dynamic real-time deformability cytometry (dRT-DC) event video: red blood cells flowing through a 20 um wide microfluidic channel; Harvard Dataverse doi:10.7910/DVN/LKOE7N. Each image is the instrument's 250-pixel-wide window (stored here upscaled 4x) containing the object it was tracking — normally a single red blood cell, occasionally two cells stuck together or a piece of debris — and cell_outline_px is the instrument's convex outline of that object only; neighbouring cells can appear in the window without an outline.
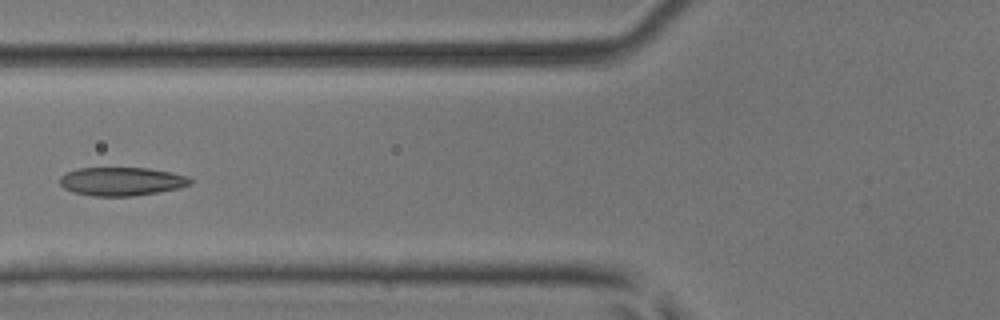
{"species": "common noctule bat (a hibernating species)", "species_latin": "Nyctalus noctula", "temperature_condition": "room temperature", "stored_images_in_passage": 5, "camera_frame_rate_fps": 3000, "um_per_image_px": 0.085, "animal": {"sex": "male", "body_mass_g": 17.9, "forearm_length_mm": 54.2}, "frame": {"image": 1, "passage_image": 3, "time_ms": 0.667, "image_size_px": [1000, 320], "cell_outline_px": [[192, 184], [176, 188], [156, 192], [132, 196], [92, 196], [72, 192], [64, 188], [60, 184], [60, 176], [68, 172], [80, 168], [148, 168], [172, 172], [188, 176], [192, 180]], "centroid_in_image_um": [10.33, 15.42], "position_along_channel_um": 115.5, "area_um2": 21.56}}
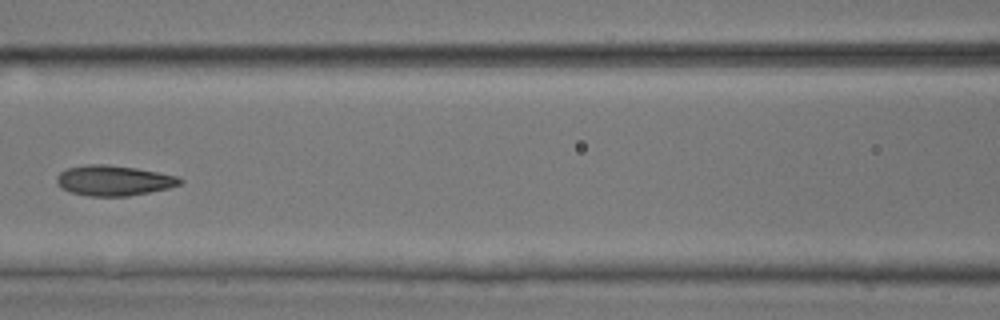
{"frame": {"image": 2, "passage_image": 4, "time_ms": 1.0, "image_size_px": [1000, 320], "cell_outline_px": [[184, 180], [180, 184], [168, 188], [128, 196], [88, 196], [72, 192], [60, 188], [56, 184], [56, 176], [60, 172], [68, 168], [88, 164], [104, 164], [136, 168], [180, 176]], "centroid_in_image_um": [9.66, 15.34], "position_along_channel_um": 156.9, "area_um2": 21.79}}
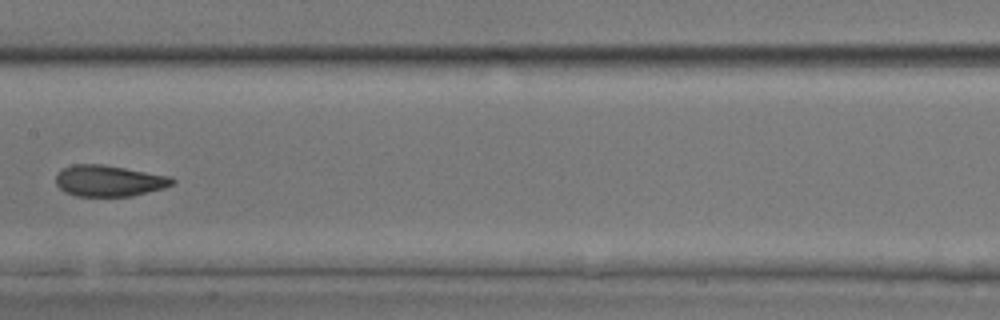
{"frame": {"image": 3, "passage_image": 5, "time_ms": 1.333, "image_size_px": [1000, 320], "cell_outline_px": [[176, 180], [172, 184], [164, 188], [132, 196], [76, 196], [64, 192], [56, 184], [56, 176], [64, 168], [72, 164], [100, 164], [124, 168], [168, 176]], "centroid_in_image_um": [9.24, 15.38], "position_along_channel_um": 198.2, "area_um2": 20.92}}